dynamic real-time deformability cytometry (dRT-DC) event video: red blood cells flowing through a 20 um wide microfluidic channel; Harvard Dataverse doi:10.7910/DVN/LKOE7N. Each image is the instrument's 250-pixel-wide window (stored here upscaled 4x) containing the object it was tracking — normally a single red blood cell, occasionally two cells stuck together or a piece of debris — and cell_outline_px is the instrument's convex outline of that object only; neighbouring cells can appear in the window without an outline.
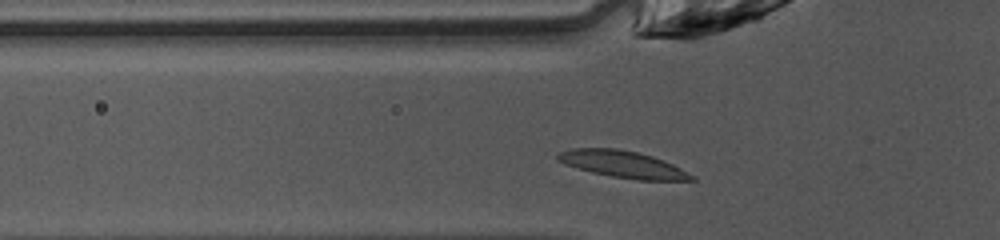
{"species": "common noctule bat (a hibernating species)", "species_latin": "Nyctalus noctula", "temperature_condition": "warm", "stored_images_in_passage": 29, "camera_frame_rate_fps": 3000, "um_per_image_px": 0.085, "animal": {"sex": "female", "body_mass_g": 10.0, "forearm_length_mm": 53.1}, "frame": {"image": 1, "passage_image": 2, "time_ms": 0.333, "image_size_px": [1000, 240], "cell_outline_px": [[696, 180], [640, 180], [612, 176], [592, 172], [576, 168], [564, 164], [556, 160], [556, 156], [560, 152], [572, 148], [616, 148], [636, 152], [652, 156], [664, 160], [696, 176]], "centroid_in_image_um": [52.93, 13.96], "position_along_channel_um": 72.9, "area_um2": 20.87}}
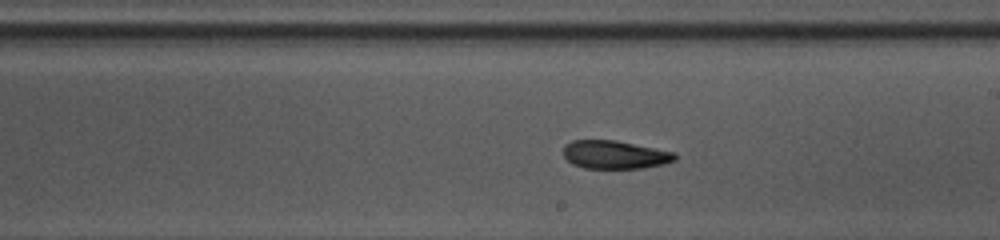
{"frame": {"image": 2, "passage_image": 14, "time_ms": 4.333, "image_size_px": [1000, 240], "cell_outline_px": [[676, 160], [664, 164], [644, 168], [584, 168], [572, 164], [564, 156], [564, 144], [572, 140], [616, 140], [676, 152]], "centroid_in_image_um": [52.27, 13.14], "position_along_channel_um": 236.7, "area_um2": 18.5}}
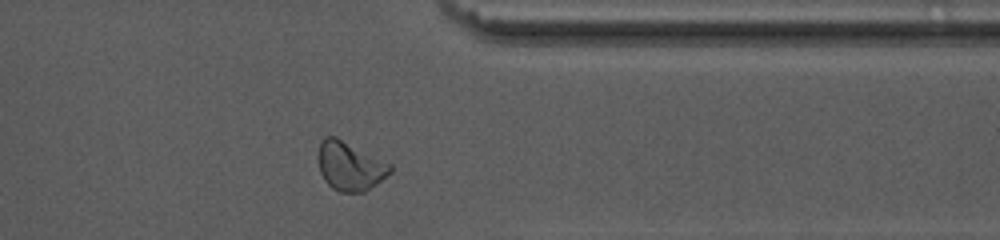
{"frame": {"image": 3, "passage_image": 25, "time_ms": 8.0, "image_size_px": [1000, 240], "cell_outline_px": [[392, 172], [376, 184], [364, 192], [340, 192], [332, 188], [324, 180], [320, 172], [320, 140], [324, 136], [336, 136], [392, 164]], "centroid_in_image_um": [29.77, 14.11], "position_along_channel_um": 381.6, "area_um2": 20.4}, "authors_computed_cell_mechanics": {"area_um2": 19.1318, "velocity_mm_per_s": 4.0763, "shape_relaxation_time_tau1_ms": 5.6935, "shape_relaxation_time_tau2_ms": 6.6416, "deformation_change_tau1": 0.1721, "deformation_change_tau2": 0.0973}}